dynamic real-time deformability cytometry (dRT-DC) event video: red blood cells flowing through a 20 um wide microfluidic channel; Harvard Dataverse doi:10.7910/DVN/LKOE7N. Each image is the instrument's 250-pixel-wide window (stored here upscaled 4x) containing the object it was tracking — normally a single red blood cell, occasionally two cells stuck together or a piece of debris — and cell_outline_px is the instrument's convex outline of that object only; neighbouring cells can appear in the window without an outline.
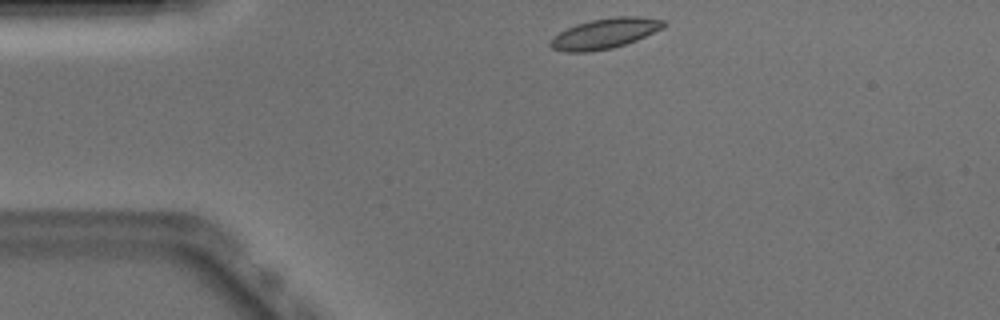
{"species": "Egyptian fruit bat (a non-hibernating species)", "species_latin": "Rousettus aegyptiacus", "temperature_condition": "warm", "stored_images_in_passage": 42, "camera_frame_rate_fps": 3000, "um_per_image_px": 0.085, "animal": {"sex": "male"}, "frame": {"image": 1, "passage_image": 1, "time_ms": 0.0, "image_size_px": [1000, 320], "cell_outline_px": [[668, 24], [664, 28], [636, 40], [612, 48], [588, 52], [564, 52], [552, 48], [548, 44], [560, 32], [576, 24], [592, 20], [616, 16], [640, 16], [664, 20]], "centroid_in_image_um": [51.45, 2.84], "position_along_channel_um": 33.5, "area_um2": 19.88}}
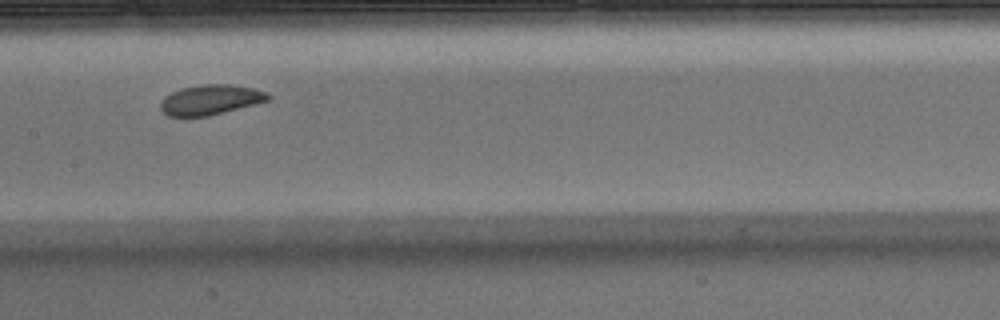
{"frame": {"image": 2, "passage_image": 16, "time_ms": 5.0, "image_size_px": [1000, 320], "cell_outline_px": [[272, 96], [268, 100], [208, 116], [168, 116], [160, 108], [160, 104], [164, 96], [180, 88], [204, 84], [232, 84], [252, 88], [268, 92]], "centroid_in_image_um": [17.88, 8.46], "position_along_channel_um": 189.5, "area_um2": 18.67}}
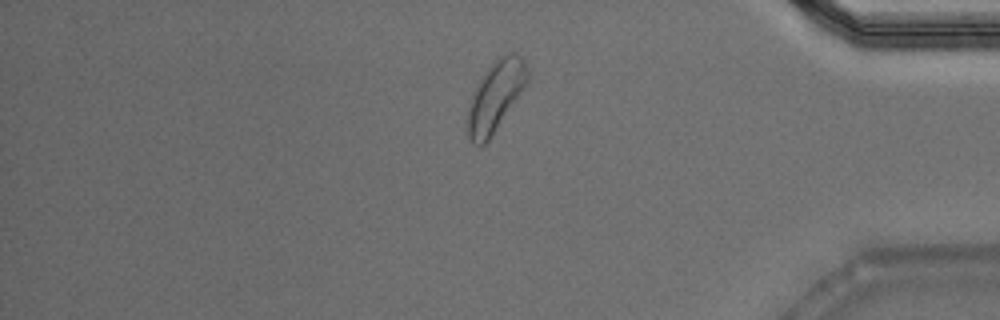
{"frame": {"image": 3, "passage_image": 34, "time_ms": 11.0, "image_size_px": [1000, 320], "cell_outline_px": [[528, 80], [488, 140], [484, 144], [472, 144], [468, 136], [468, 112], [472, 92], [488, 68], [504, 52], [516, 52], [524, 60], [528, 68]], "centroid_in_image_um": [42.11, 8.13], "position_along_channel_um": 393.1, "area_um2": 23.7}, "authors_computed_cell_mechanics": {"area_um2": 19.5364, "velocity_mm_per_s": 3.8714, "shape_relaxation_time_tau1_ms": 2.752, "shape_relaxation_time_tau2_ms": 8.3263, "deformation_change_tau1": 0.0763, "deformation_change_tau2": 0.1193}}